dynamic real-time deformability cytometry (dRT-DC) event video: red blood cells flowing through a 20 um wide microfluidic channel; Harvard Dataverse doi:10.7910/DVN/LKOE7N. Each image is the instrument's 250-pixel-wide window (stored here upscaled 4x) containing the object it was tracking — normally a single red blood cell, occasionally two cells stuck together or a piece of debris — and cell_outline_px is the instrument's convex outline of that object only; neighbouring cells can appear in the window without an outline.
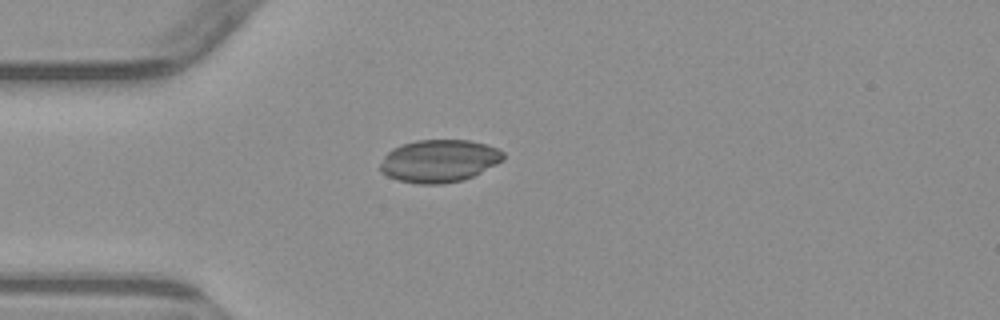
{"species": "common noctule bat (a hibernating species)", "species_latin": "Nyctalus noctula", "temperature_condition": "warm", "stored_images_in_passage": 3, "camera_frame_rate_fps": 3000, "um_per_image_px": 0.085, "animal": {"sex": "male", "body_mass_g": 23.1, "forearm_length_mm": 52.7}, "frame": {"image": 1, "passage_image": 3, "time_ms": 3.0, "image_size_px": [1000, 320], "cell_outline_px": [[504, 160], [464, 180], [440, 184], [420, 184], [396, 180], [380, 172], [380, 164], [384, 156], [392, 148], [416, 140], [468, 140], [484, 144], [496, 148], [504, 152]], "centroid_in_image_um": [37.3, 13.68], "position_along_channel_um": 47.7, "area_um2": 30.46}}